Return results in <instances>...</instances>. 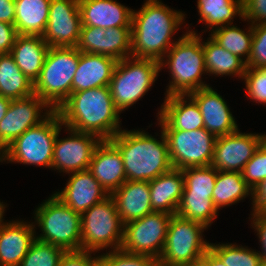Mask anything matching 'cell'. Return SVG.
I'll use <instances>...</instances> for the list:
<instances>
[{"instance_id":"cell-8","label":"cell","mask_w":266,"mask_h":266,"mask_svg":"<svg viewBox=\"0 0 266 266\" xmlns=\"http://www.w3.org/2000/svg\"><path fill=\"white\" fill-rule=\"evenodd\" d=\"M160 71L159 61L128 57L117 61L109 84L114 106L124 111L151 88Z\"/></svg>"},{"instance_id":"cell-5","label":"cell","mask_w":266,"mask_h":266,"mask_svg":"<svg viewBox=\"0 0 266 266\" xmlns=\"http://www.w3.org/2000/svg\"><path fill=\"white\" fill-rule=\"evenodd\" d=\"M80 58L76 47H49L39 78L34 83V94L53 110L72 93V80Z\"/></svg>"},{"instance_id":"cell-12","label":"cell","mask_w":266,"mask_h":266,"mask_svg":"<svg viewBox=\"0 0 266 266\" xmlns=\"http://www.w3.org/2000/svg\"><path fill=\"white\" fill-rule=\"evenodd\" d=\"M172 215L153 211L124 225L121 250L159 259Z\"/></svg>"},{"instance_id":"cell-34","label":"cell","mask_w":266,"mask_h":266,"mask_svg":"<svg viewBox=\"0 0 266 266\" xmlns=\"http://www.w3.org/2000/svg\"><path fill=\"white\" fill-rule=\"evenodd\" d=\"M184 175L182 195L212 196L217 178V170L209 165L181 169Z\"/></svg>"},{"instance_id":"cell-37","label":"cell","mask_w":266,"mask_h":266,"mask_svg":"<svg viewBox=\"0 0 266 266\" xmlns=\"http://www.w3.org/2000/svg\"><path fill=\"white\" fill-rule=\"evenodd\" d=\"M131 27L105 29L104 55L120 61L131 57Z\"/></svg>"},{"instance_id":"cell-20","label":"cell","mask_w":266,"mask_h":266,"mask_svg":"<svg viewBox=\"0 0 266 266\" xmlns=\"http://www.w3.org/2000/svg\"><path fill=\"white\" fill-rule=\"evenodd\" d=\"M81 26L131 27L132 9L116 0H79Z\"/></svg>"},{"instance_id":"cell-42","label":"cell","mask_w":266,"mask_h":266,"mask_svg":"<svg viewBox=\"0 0 266 266\" xmlns=\"http://www.w3.org/2000/svg\"><path fill=\"white\" fill-rule=\"evenodd\" d=\"M241 173L252 189L266 178V150L261 145L245 164Z\"/></svg>"},{"instance_id":"cell-36","label":"cell","mask_w":266,"mask_h":266,"mask_svg":"<svg viewBox=\"0 0 266 266\" xmlns=\"http://www.w3.org/2000/svg\"><path fill=\"white\" fill-rule=\"evenodd\" d=\"M65 252L58 246L35 239L19 266H59Z\"/></svg>"},{"instance_id":"cell-48","label":"cell","mask_w":266,"mask_h":266,"mask_svg":"<svg viewBox=\"0 0 266 266\" xmlns=\"http://www.w3.org/2000/svg\"><path fill=\"white\" fill-rule=\"evenodd\" d=\"M15 0H0V21L14 25Z\"/></svg>"},{"instance_id":"cell-28","label":"cell","mask_w":266,"mask_h":266,"mask_svg":"<svg viewBox=\"0 0 266 266\" xmlns=\"http://www.w3.org/2000/svg\"><path fill=\"white\" fill-rule=\"evenodd\" d=\"M204 51L206 74L217 76L232 75L243 78L246 71V63L238 56L227 51L216 43L211 37L202 42Z\"/></svg>"},{"instance_id":"cell-51","label":"cell","mask_w":266,"mask_h":266,"mask_svg":"<svg viewBox=\"0 0 266 266\" xmlns=\"http://www.w3.org/2000/svg\"><path fill=\"white\" fill-rule=\"evenodd\" d=\"M178 266H206V253L204 254V256L200 260L190 262V263L181 264Z\"/></svg>"},{"instance_id":"cell-31","label":"cell","mask_w":266,"mask_h":266,"mask_svg":"<svg viewBox=\"0 0 266 266\" xmlns=\"http://www.w3.org/2000/svg\"><path fill=\"white\" fill-rule=\"evenodd\" d=\"M197 8L199 23L203 21L211 31L233 24L236 15L243 19L242 0H197Z\"/></svg>"},{"instance_id":"cell-50","label":"cell","mask_w":266,"mask_h":266,"mask_svg":"<svg viewBox=\"0 0 266 266\" xmlns=\"http://www.w3.org/2000/svg\"><path fill=\"white\" fill-rule=\"evenodd\" d=\"M11 100L0 95V121L4 118Z\"/></svg>"},{"instance_id":"cell-29","label":"cell","mask_w":266,"mask_h":266,"mask_svg":"<svg viewBox=\"0 0 266 266\" xmlns=\"http://www.w3.org/2000/svg\"><path fill=\"white\" fill-rule=\"evenodd\" d=\"M33 94L34 83L22 73L10 53L0 54V95L16 100Z\"/></svg>"},{"instance_id":"cell-25","label":"cell","mask_w":266,"mask_h":266,"mask_svg":"<svg viewBox=\"0 0 266 266\" xmlns=\"http://www.w3.org/2000/svg\"><path fill=\"white\" fill-rule=\"evenodd\" d=\"M49 47L40 35H17L10 55L22 73L35 83L40 76Z\"/></svg>"},{"instance_id":"cell-47","label":"cell","mask_w":266,"mask_h":266,"mask_svg":"<svg viewBox=\"0 0 266 266\" xmlns=\"http://www.w3.org/2000/svg\"><path fill=\"white\" fill-rule=\"evenodd\" d=\"M253 213L266 209V178L252 189Z\"/></svg>"},{"instance_id":"cell-15","label":"cell","mask_w":266,"mask_h":266,"mask_svg":"<svg viewBox=\"0 0 266 266\" xmlns=\"http://www.w3.org/2000/svg\"><path fill=\"white\" fill-rule=\"evenodd\" d=\"M70 131V136L58 139L59 133L55 138L52 168L59 172L70 173L89 169L91 158L96 146L101 139L92 133Z\"/></svg>"},{"instance_id":"cell-45","label":"cell","mask_w":266,"mask_h":266,"mask_svg":"<svg viewBox=\"0 0 266 266\" xmlns=\"http://www.w3.org/2000/svg\"><path fill=\"white\" fill-rule=\"evenodd\" d=\"M252 226L257 231V235L259 237L261 251H258L262 262L266 263V214L263 211L252 213L251 216Z\"/></svg>"},{"instance_id":"cell-44","label":"cell","mask_w":266,"mask_h":266,"mask_svg":"<svg viewBox=\"0 0 266 266\" xmlns=\"http://www.w3.org/2000/svg\"><path fill=\"white\" fill-rule=\"evenodd\" d=\"M91 251H67L62 256L59 266H99V256L92 257Z\"/></svg>"},{"instance_id":"cell-1","label":"cell","mask_w":266,"mask_h":266,"mask_svg":"<svg viewBox=\"0 0 266 266\" xmlns=\"http://www.w3.org/2000/svg\"><path fill=\"white\" fill-rule=\"evenodd\" d=\"M65 128L110 140L119 131L121 113L113 103L109 86L77 91L56 110Z\"/></svg>"},{"instance_id":"cell-33","label":"cell","mask_w":266,"mask_h":266,"mask_svg":"<svg viewBox=\"0 0 266 266\" xmlns=\"http://www.w3.org/2000/svg\"><path fill=\"white\" fill-rule=\"evenodd\" d=\"M217 212L212 196L182 195L176 214L207 228L217 218Z\"/></svg>"},{"instance_id":"cell-27","label":"cell","mask_w":266,"mask_h":266,"mask_svg":"<svg viewBox=\"0 0 266 266\" xmlns=\"http://www.w3.org/2000/svg\"><path fill=\"white\" fill-rule=\"evenodd\" d=\"M51 0H15L14 26L18 35L42 36L48 24Z\"/></svg>"},{"instance_id":"cell-18","label":"cell","mask_w":266,"mask_h":266,"mask_svg":"<svg viewBox=\"0 0 266 266\" xmlns=\"http://www.w3.org/2000/svg\"><path fill=\"white\" fill-rule=\"evenodd\" d=\"M54 195L80 214L109 196L88 169L73 172L66 187Z\"/></svg>"},{"instance_id":"cell-35","label":"cell","mask_w":266,"mask_h":266,"mask_svg":"<svg viewBox=\"0 0 266 266\" xmlns=\"http://www.w3.org/2000/svg\"><path fill=\"white\" fill-rule=\"evenodd\" d=\"M209 248L222 260L226 266H262L259 252L236 244H213Z\"/></svg>"},{"instance_id":"cell-9","label":"cell","mask_w":266,"mask_h":266,"mask_svg":"<svg viewBox=\"0 0 266 266\" xmlns=\"http://www.w3.org/2000/svg\"><path fill=\"white\" fill-rule=\"evenodd\" d=\"M124 225L114 199L109 195L81 214V251L97 253L112 247L121 249Z\"/></svg>"},{"instance_id":"cell-30","label":"cell","mask_w":266,"mask_h":266,"mask_svg":"<svg viewBox=\"0 0 266 266\" xmlns=\"http://www.w3.org/2000/svg\"><path fill=\"white\" fill-rule=\"evenodd\" d=\"M252 195V188L243 179L241 172L217 171L212 201L214 206H230Z\"/></svg>"},{"instance_id":"cell-41","label":"cell","mask_w":266,"mask_h":266,"mask_svg":"<svg viewBox=\"0 0 266 266\" xmlns=\"http://www.w3.org/2000/svg\"><path fill=\"white\" fill-rule=\"evenodd\" d=\"M105 29L81 26L80 37L76 48L84 53L104 55Z\"/></svg>"},{"instance_id":"cell-19","label":"cell","mask_w":266,"mask_h":266,"mask_svg":"<svg viewBox=\"0 0 266 266\" xmlns=\"http://www.w3.org/2000/svg\"><path fill=\"white\" fill-rule=\"evenodd\" d=\"M88 170L108 195L127 180L120 151L109 140L96 146Z\"/></svg>"},{"instance_id":"cell-53","label":"cell","mask_w":266,"mask_h":266,"mask_svg":"<svg viewBox=\"0 0 266 266\" xmlns=\"http://www.w3.org/2000/svg\"><path fill=\"white\" fill-rule=\"evenodd\" d=\"M261 146L266 150V134H260Z\"/></svg>"},{"instance_id":"cell-24","label":"cell","mask_w":266,"mask_h":266,"mask_svg":"<svg viewBox=\"0 0 266 266\" xmlns=\"http://www.w3.org/2000/svg\"><path fill=\"white\" fill-rule=\"evenodd\" d=\"M149 190L153 211L175 215L184 190L182 170L172 167L149 181Z\"/></svg>"},{"instance_id":"cell-14","label":"cell","mask_w":266,"mask_h":266,"mask_svg":"<svg viewBox=\"0 0 266 266\" xmlns=\"http://www.w3.org/2000/svg\"><path fill=\"white\" fill-rule=\"evenodd\" d=\"M79 0H51L43 39L50 47H76L80 37Z\"/></svg>"},{"instance_id":"cell-22","label":"cell","mask_w":266,"mask_h":266,"mask_svg":"<svg viewBox=\"0 0 266 266\" xmlns=\"http://www.w3.org/2000/svg\"><path fill=\"white\" fill-rule=\"evenodd\" d=\"M123 225L152 213L149 181L126 180L110 195Z\"/></svg>"},{"instance_id":"cell-39","label":"cell","mask_w":266,"mask_h":266,"mask_svg":"<svg viewBox=\"0 0 266 266\" xmlns=\"http://www.w3.org/2000/svg\"><path fill=\"white\" fill-rule=\"evenodd\" d=\"M243 79L250 100L266 104V68H246Z\"/></svg>"},{"instance_id":"cell-26","label":"cell","mask_w":266,"mask_h":266,"mask_svg":"<svg viewBox=\"0 0 266 266\" xmlns=\"http://www.w3.org/2000/svg\"><path fill=\"white\" fill-rule=\"evenodd\" d=\"M158 114L176 130L192 131L204 128L200 109L189 95L165 97Z\"/></svg>"},{"instance_id":"cell-2","label":"cell","mask_w":266,"mask_h":266,"mask_svg":"<svg viewBox=\"0 0 266 266\" xmlns=\"http://www.w3.org/2000/svg\"><path fill=\"white\" fill-rule=\"evenodd\" d=\"M185 14L172 10L160 0H147L132 11L131 56L160 61L174 45L171 38L183 24Z\"/></svg>"},{"instance_id":"cell-43","label":"cell","mask_w":266,"mask_h":266,"mask_svg":"<svg viewBox=\"0 0 266 266\" xmlns=\"http://www.w3.org/2000/svg\"><path fill=\"white\" fill-rule=\"evenodd\" d=\"M243 20L257 25L266 23V0H242Z\"/></svg>"},{"instance_id":"cell-17","label":"cell","mask_w":266,"mask_h":266,"mask_svg":"<svg viewBox=\"0 0 266 266\" xmlns=\"http://www.w3.org/2000/svg\"><path fill=\"white\" fill-rule=\"evenodd\" d=\"M198 105L204 128L216 138L238 131V125L225 100L207 86L188 94Z\"/></svg>"},{"instance_id":"cell-32","label":"cell","mask_w":266,"mask_h":266,"mask_svg":"<svg viewBox=\"0 0 266 266\" xmlns=\"http://www.w3.org/2000/svg\"><path fill=\"white\" fill-rule=\"evenodd\" d=\"M245 32L232 24L225 25L211 31L210 37L221 47L241 58L247 63L252 45L253 25ZM244 56L245 59L243 58Z\"/></svg>"},{"instance_id":"cell-23","label":"cell","mask_w":266,"mask_h":266,"mask_svg":"<svg viewBox=\"0 0 266 266\" xmlns=\"http://www.w3.org/2000/svg\"><path fill=\"white\" fill-rule=\"evenodd\" d=\"M117 60L80 51L79 63L72 80V93L109 86Z\"/></svg>"},{"instance_id":"cell-40","label":"cell","mask_w":266,"mask_h":266,"mask_svg":"<svg viewBox=\"0 0 266 266\" xmlns=\"http://www.w3.org/2000/svg\"><path fill=\"white\" fill-rule=\"evenodd\" d=\"M246 68H266V23L253 25L251 52Z\"/></svg>"},{"instance_id":"cell-6","label":"cell","mask_w":266,"mask_h":266,"mask_svg":"<svg viewBox=\"0 0 266 266\" xmlns=\"http://www.w3.org/2000/svg\"><path fill=\"white\" fill-rule=\"evenodd\" d=\"M62 126L60 115L56 110L52 111L44 121L11 142L0 153V162L7 160L52 168L55 138Z\"/></svg>"},{"instance_id":"cell-11","label":"cell","mask_w":266,"mask_h":266,"mask_svg":"<svg viewBox=\"0 0 266 266\" xmlns=\"http://www.w3.org/2000/svg\"><path fill=\"white\" fill-rule=\"evenodd\" d=\"M207 228L195 221L172 215L159 266H178L200 260L209 249L202 232Z\"/></svg>"},{"instance_id":"cell-7","label":"cell","mask_w":266,"mask_h":266,"mask_svg":"<svg viewBox=\"0 0 266 266\" xmlns=\"http://www.w3.org/2000/svg\"><path fill=\"white\" fill-rule=\"evenodd\" d=\"M42 234L35 239L67 251H81V214L64 204L54 194L35 210Z\"/></svg>"},{"instance_id":"cell-4","label":"cell","mask_w":266,"mask_h":266,"mask_svg":"<svg viewBox=\"0 0 266 266\" xmlns=\"http://www.w3.org/2000/svg\"><path fill=\"white\" fill-rule=\"evenodd\" d=\"M164 57L167 59L163 58L159 61L160 70L168 66L172 79L167 86L168 90L166 88V97L188 95L209 86L201 78L206 72L201 34L198 36L194 30L187 31L175 41Z\"/></svg>"},{"instance_id":"cell-10","label":"cell","mask_w":266,"mask_h":266,"mask_svg":"<svg viewBox=\"0 0 266 266\" xmlns=\"http://www.w3.org/2000/svg\"><path fill=\"white\" fill-rule=\"evenodd\" d=\"M159 125L168 143L173 168L204 167L211 165L216 137L205 128L185 131L173 129L159 114Z\"/></svg>"},{"instance_id":"cell-49","label":"cell","mask_w":266,"mask_h":266,"mask_svg":"<svg viewBox=\"0 0 266 266\" xmlns=\"http://www.w3.org/2000/svg\"><path fill=\"white\" fill-rule=\"evenodd\" d=\"M206 266H226L222 260L209 248L206 251Z\"/></svg>"},{"instance_id":"cell-38","label":"cell","mask_w":266,"mask_h":266,"mask_svg":"<svg viewBox=\"0 0 266 266\" xmlns=\"http://www.w3.org/2000/svg\"><path fill=\"white\" fill-rule=\"evenodd\" d=\"M108 252L99 255V266H159L158 259L151 256L130 254L121 249Z\"/></svg>"},{"instance_id":"cell-13","label":"cell","mask_w":266,"mask_h":266,"mask_svg":"<svg viewBox=\"0 0 266 266\" xmlns=\"http://www.w3.org/2000/svg\"><path fill=\"white\" fill-rule=\"evenodd\" d=\"M42 109L45 111L44 115H41ZM52 111L54 110L36 94L11 100L0 121V153L26 130L44 121Z\"/></svg>"},{"instance_id":"cell-46","label":"cell","mask_w":266,"mask_h":266,"mask_svg":"<svg viewBox=\"0 0 266 266\" xmlns=\"http://www.w3.org/2000/svg\"><path fill=\"white\" fill-rule=\"evenodd\" d=\"M17 35L14 25L0 21V54L10 53Z\"/></svg>"},{"instance_id":"cell-16","label":"cell","mask_w":266,"mask_h":266,"mask_svg":"<svg viewBox=\"0 0 266 266\" xmlns=\"http://www.w3.org/2000/svg\"><path fill=\"white\" fill-rule=\"evenodd\" d=\"M261 145L260 134L240 130L216 138L211 166L217 171L242 172Z\"/></svg>"},{"instance_id":"cell-52","label":"cell","mask_w":266,"mask_h":266,"mask_svg":"<svg viewBox=\"0 0 266 266\" xmlns=\"http://www.w3.org/2000/svg\"><path fill=\"white\" fill-rule=\"evenodd\" d=\"M5 205L3 204V202H0V226H2L4 224V219H3V214H4V209H5Z\"/></svg>"},{"instance_id":"cell-21","label":"cell","mask_w":266,"mask_h":266,"mask_svg":"<svg viewBox=\"0 0 266 266\" xmlns=\"http://www.w3.org/2000/svg\"><path fill=\"white\" fill-rule=\"evenodd\" d=\"M35 224L13 221L0 226V266H19L35 240Z\"/></svg>"},{"instance_id":"cell-3","label":"cell","mask_w":266,"mask_h":266,"mask_svg":"<svg viewBox=\"0 0 266 266\" xmlns=\"http://www.w3.org/2000/svg\"><path fill=\"white\" fill-rule=\"evenodd\" d=\"M160 137L161 141L145 131L124 129L109 140L120 151L128 181H151L172 168L162 130Z\"/></svg>"}]
</instances>
